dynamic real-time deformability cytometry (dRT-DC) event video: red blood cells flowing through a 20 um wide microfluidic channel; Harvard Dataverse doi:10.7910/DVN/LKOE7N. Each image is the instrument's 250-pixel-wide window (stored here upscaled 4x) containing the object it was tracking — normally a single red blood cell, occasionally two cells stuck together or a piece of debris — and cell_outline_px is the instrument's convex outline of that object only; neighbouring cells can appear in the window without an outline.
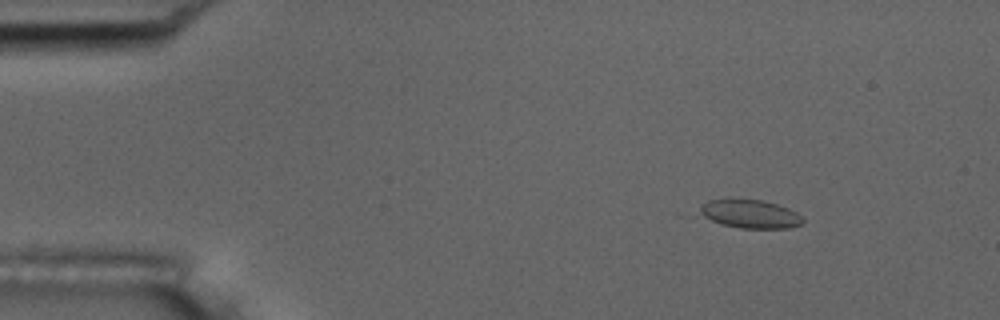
{"species": "common noctule bat (a hibernating species)", "species_latin": "Nyctalus noctula", "temperature_condition": "room temperature", "stored_images_in_passage": 27, "camera_frame_rate_fps": 3000, "um_per_image_px": 0.085, "animal": {"sex": "male", "body_mass_g": 17.5, "forearm_length_mm": 52.3}, "frame": {"image": 1, "passage_image": 8, "time_ms": 2.333, "image_size_px": [1000, 320], "cell_outline_px": [[804, 220], [800, 224], [788, 228], [740, 228], [720, 224], [704, 216], [700, 212], [700, 204], [708, 200], [764, 200], [788, 208], [796, 212]], "centroid_in_image_um": [63.76, 18.19], "position_along_channel_um": 21.2, "area_um2": 16.76}}